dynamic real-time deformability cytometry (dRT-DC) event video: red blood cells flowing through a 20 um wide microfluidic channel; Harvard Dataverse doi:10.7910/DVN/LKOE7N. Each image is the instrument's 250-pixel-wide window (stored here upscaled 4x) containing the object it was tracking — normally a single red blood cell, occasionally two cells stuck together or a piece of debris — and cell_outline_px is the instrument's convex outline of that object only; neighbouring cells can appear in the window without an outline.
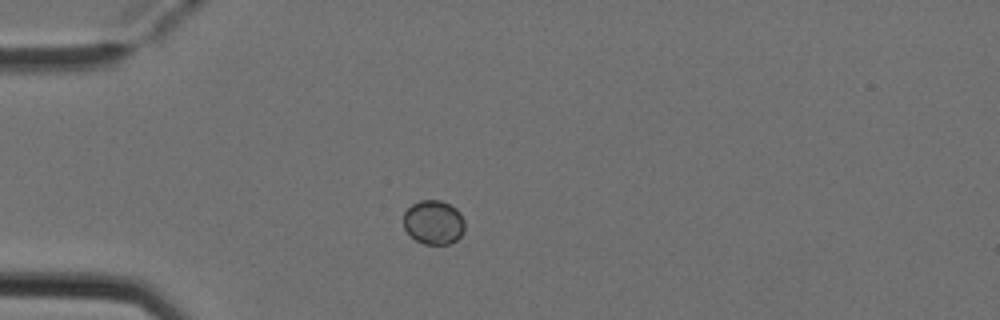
{"species": "Egyptian fruit bat (a non-hibernating species)", "species_latin": "Rousettus aegyptiacus", "temperature_condition": "cold", "stored_images_in_passage": 4, "camera_frame_rate_fps": 3000, "um_per_image_px": 0.085, "animal": {"sex": "female"}, "frame": {"image": 1, "passage_image": 2, "time_ms": 0.333, "image_size_px": [1000, 320], "cell_outline_px": [[464, 232], [456, 240], [448, 244], [424, 244], [416, 240], [404, 228], [404, 212], [412, 204], [420, 200], [440, 200], [456, 208], [460, 212], [464, 220]], "centroid_in_image_um": [36.87, 18.89], "position_along_channel_um": 48.1, "area_um2": 15.72}}
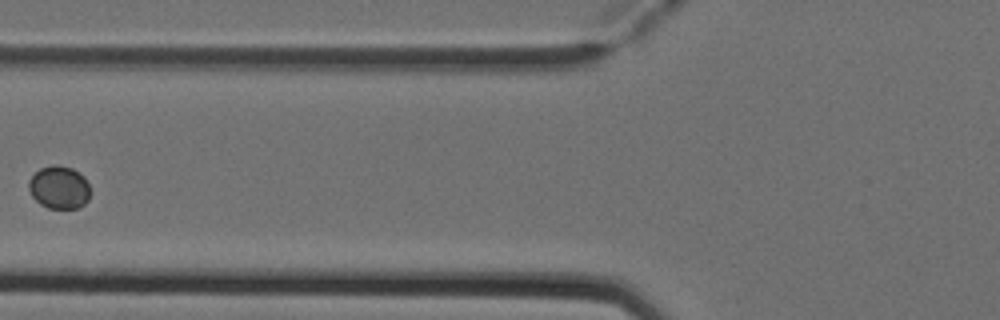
{"frame": {"image": 2, "passage_image": 4, "time_ms": 1.0, "image_size_px": [1000, 320], "cell_outline_px": [[88, 200], [84, 204], [76, 208], [48, 208], [40, 204], [32, 196], [28, 188], [28, 180], [40, 168], [52, 164], [56, 164], [72, 168], [84, 176], [88, 184]], "centroid_in_image_um": [5.0, 15.91], "position_along_channel_um": 120.8, "area_um2": 15.32}}